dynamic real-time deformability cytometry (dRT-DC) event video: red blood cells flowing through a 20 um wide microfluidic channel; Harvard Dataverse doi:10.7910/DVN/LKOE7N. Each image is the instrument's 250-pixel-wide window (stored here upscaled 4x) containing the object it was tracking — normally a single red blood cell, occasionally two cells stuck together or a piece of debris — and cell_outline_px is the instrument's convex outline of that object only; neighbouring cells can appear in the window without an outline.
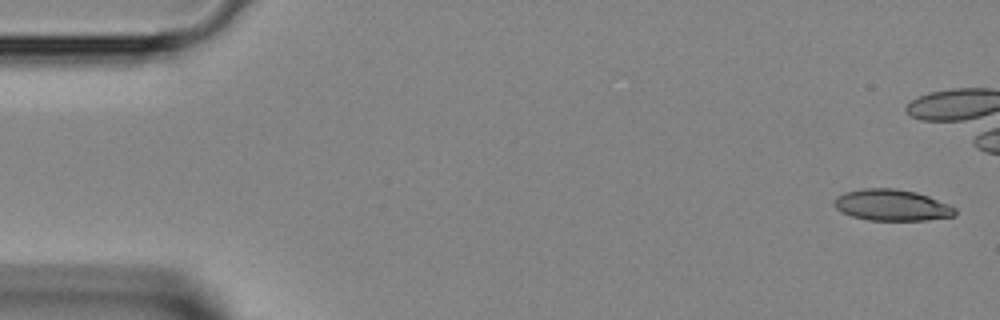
{"species": "Egyptian fruit bat (a non-hibernating species)", "species_latin": "Rousettus aegyptiacus", "temperature_condition": "room temperature", "stored_images_in_passage": 12, "camera_frame_rate_fps": 3000, "um_per_image_px": 0.085, "animal": {"sex": "female"}, "frame": {"image": 1, "passage_image": 1, "time_ms": 0.0, "image_size_px": [1000, 320], "cell_outline_px": [[956, 216], [924, 220], [868, 220], [852, 216], [836, 208], [832, 204], [836, 196], [844, 192], [864, 188], [896, 188], [916, 192], [928, 196], [948, 204], [956, 208]], "centroid_in_image_um": [75.8, 17.43], "position_along_channel_um": 9.2, "area_um2": 22.08}}